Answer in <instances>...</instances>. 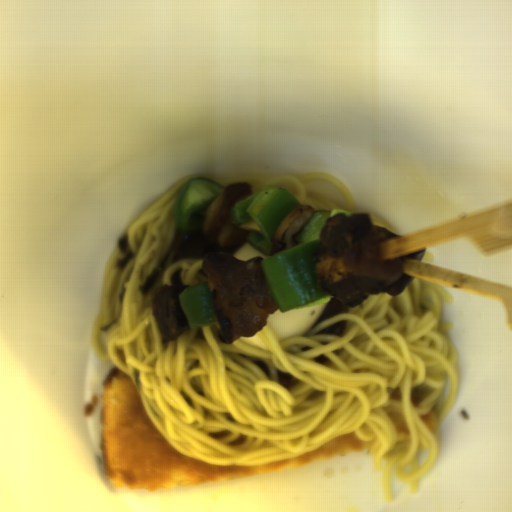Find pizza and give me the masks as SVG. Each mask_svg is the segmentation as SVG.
Segmentation results:
<instances>
[{"label": "pizza", "instance_id": "obj_1", "mask_svg": "<svg viewBox=\"0 0 512 512\" xmlns=\"http://www.w3.org/2000/svg\"><path fill=\"white\" fill-rule=\"evenodd\" d=\"M99 431L106 481L150 491L258 475L368 449V442L350 432L263 465H216L184 456L148 415L135 382L114 364L103 380Z\"/></svg>", "mask_w": 512, "mask_h": 512}]
</instances>
